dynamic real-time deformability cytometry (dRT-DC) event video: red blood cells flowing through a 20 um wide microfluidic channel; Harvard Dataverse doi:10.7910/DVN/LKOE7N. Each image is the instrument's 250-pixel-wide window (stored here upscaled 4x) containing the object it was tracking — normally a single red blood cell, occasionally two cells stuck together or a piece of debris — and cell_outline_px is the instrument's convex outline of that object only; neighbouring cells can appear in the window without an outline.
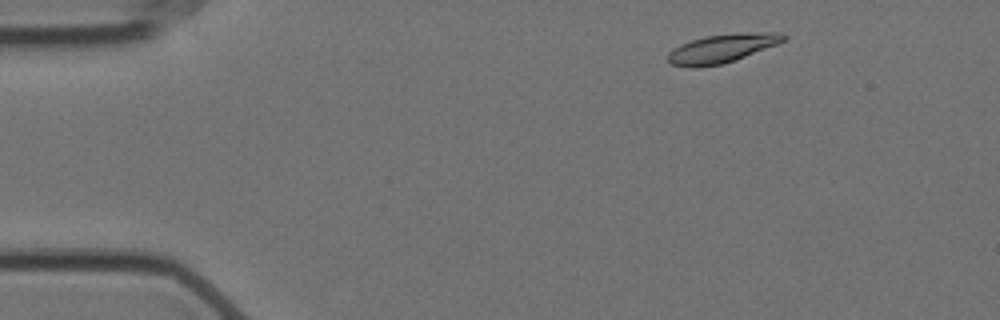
{"species": "Egyptian fruit bat (a non-hibernating species)", "species_latin": "Rousettus aegyptiacus", "temperature_condition": "cold", "stored_images_in_passage": 52, "camera_frame_rate_fps": 3000, "um_per_image_px": 0.085, "animal": {"sex": "female"}, "frame": {"image": 1, "passage_image": 2, "time_ms": 0.333, "image_size_px": [1000, 320], "cell_outline_px": [[788, 36], [784, 40], [776, 44], [744, 56], [720, 64], [696, 68], [692, 68], [672, 64], [668, 60], [668, 52], [672, 48], [680, 44], [704, 36], [764, 32], [780, 32]], "centroid_in_image_um": [61.31, 4.12], "position_along_channel_um": 23.7, "area_um2": 18.79}}
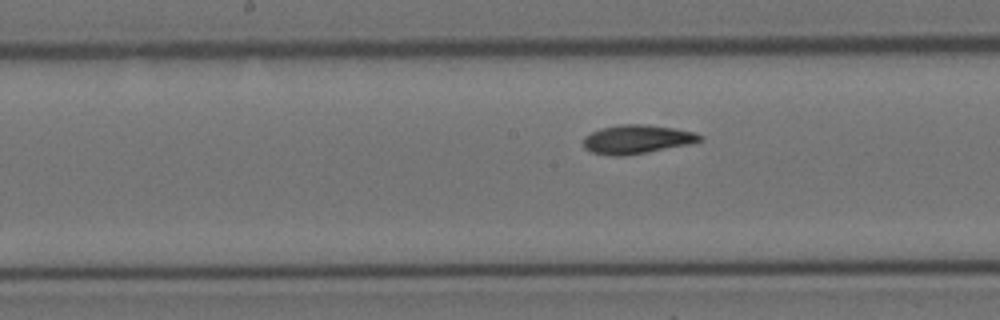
{"frame": {"image": 2, "passage_image": 23, "time_ms": 7.333, "image_size_px": [1000, 320], "cell_outline_px": [[704, 140], [692, 144], [648, 152], [624, 156], [612, 156], [592, 152], [584, 148], [584, 136], [600, 128], [620, 124], [648, 124], [672, 128], [692, 132], [704, 136]], "centroid_in_image_um": [54.16, 11.84], "position_along_channel_um": 194.0, "area_um2": 19.71}}
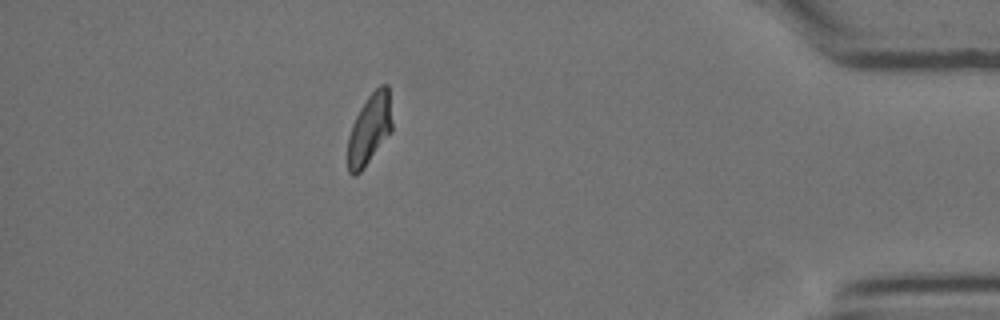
{"frame": {"image": 3, "passage_image": 45, "time_ms": 14.667, "image_size_px": [1000, 320], "cell_outline_px": [[392, 132], [364, 168], [356, 176], [352, 176], [348, 172], [348, 136], [352, 124], [360, 108], [368, 96], [380, 84], [388, 84], [392, 124]], "centroid_in_image_um": [31.41, 11.0], "position_along_channel_um": 403.8, "area_um2": 18.38}, "authors_computed_cell_mechanics": {"area_um2": 19.0162, "velocity_mm_per_s": 3.4903, "shape_relaxation_time_tau1_ms": 5.0959, "shape_relaxation_time_tau2_ms": 1.8247, "deformation_change_tau1": 0.1557, "deformation_change_tau2": 0.0788}}